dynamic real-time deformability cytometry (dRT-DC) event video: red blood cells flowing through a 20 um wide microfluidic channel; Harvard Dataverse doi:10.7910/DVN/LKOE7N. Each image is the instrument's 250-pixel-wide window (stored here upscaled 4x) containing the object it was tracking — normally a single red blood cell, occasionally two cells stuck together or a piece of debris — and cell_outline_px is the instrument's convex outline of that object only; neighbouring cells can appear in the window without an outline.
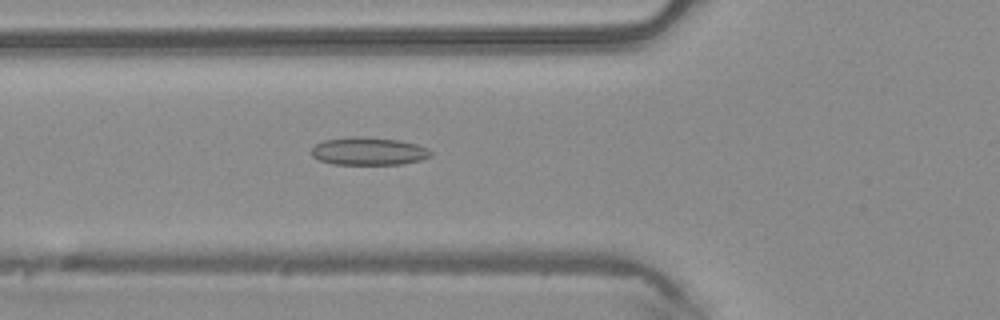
{"species": "common noctule bat (a hibernating species)", "species_latin": "Nyctalus noctula", "temperature_condition": "warm", "stored_images_in_passage": 28, "camera_frame_rate_fps": 3000, "um_per_image_px": 0.085, "animal": {"sex": "male", "body_mass_g": 20.4}, "frame": {"image": 1, "passage_image": 8, "time_ms": 2.333, "image_size_px": [1000, 320], "cell_outline_px": [[432, 156], [420, 160], [400, 164], [332, 164], [320, 160], [312, 156], [312, 148], [316, 144], [324, 140], [348, 136], [360, 136], [400, 140], [416, 144], [428, 148], [432, 152]], "centroid_in_image_um": [31.34, 12.84], "position_along_channel_um": 94.5, "area_um2": 19.42}}
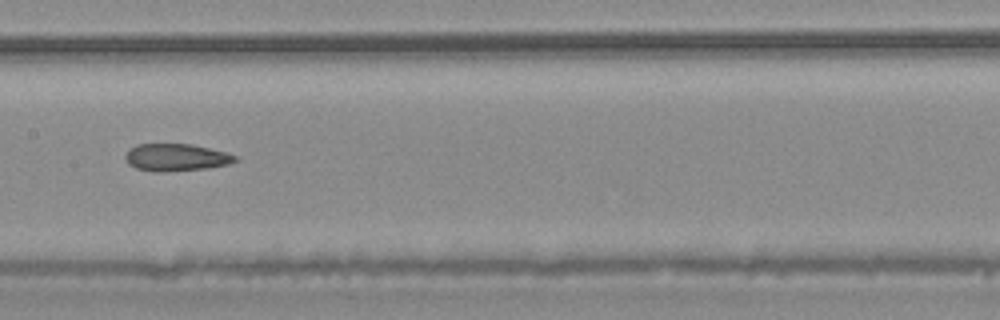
{"frame": {"image": 2, "passage_image": 15, "time_ms": 4.667, "image_size_px": [1000, 320], "cell_outline_px": [[240, 160], [228, 164], [208, 168], [164, 172], [152, 172], [136, 168], [128, 164], [124, 160], [124, 156], [128, 148], [136, 144], [192, 144], [228, 152], [236, 156]], "centroid_in_image_um": [14.95, 13.38], "position_along_channel_um": 192.5, "area_um2": 17.86}}
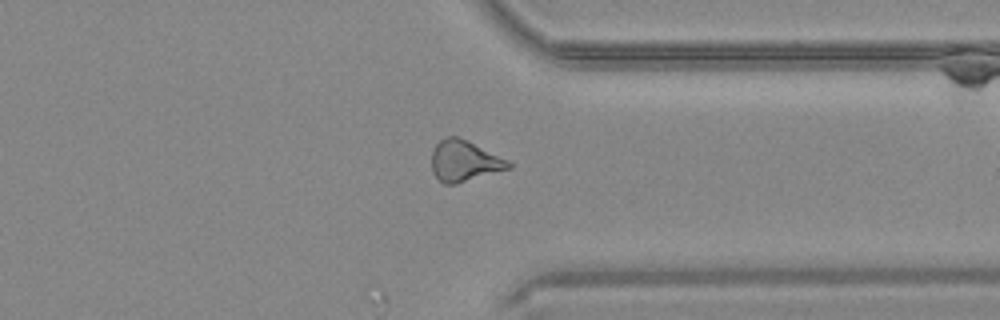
{"frame": {"image": 3, "passage_image": 28, "time_ms": 9.0, "image_size_px": [1000, 320], "cell_outline_px": [[512, 168], [456, 184], [444, 184], [432, 172], [432, 152], [436, 144], [440, 140], [448, 136], [456, 136], [468, 140], [508, 160], [512, 164]], "centroid_in_image_um": [39.48, 13.68], "position_along_channel_um": 371.9, "area_um2": 18.38}}